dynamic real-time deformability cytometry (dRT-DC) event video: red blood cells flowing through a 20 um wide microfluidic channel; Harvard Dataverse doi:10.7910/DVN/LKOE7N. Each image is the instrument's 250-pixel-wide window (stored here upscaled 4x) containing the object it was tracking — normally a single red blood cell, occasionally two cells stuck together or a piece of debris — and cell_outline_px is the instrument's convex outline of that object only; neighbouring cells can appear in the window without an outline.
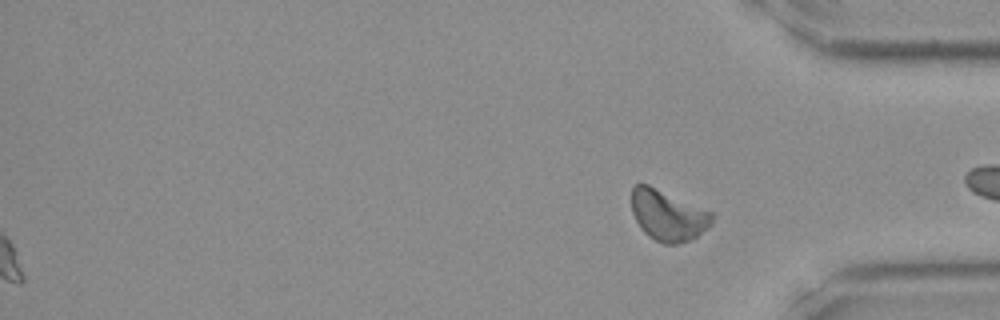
{"species": "Egyptian fruit bat (a non-hibernating species)", "species_latin": "Rousettus aegyptiacus", "temperature_condition": "room temperature", "stored_images_in_passage": 38, "segment_of_instrument_passage": [2, 2], "camera_frame_rate_fps": 3000, "um_per_image_px": 0.085, "frame": {"image": 1, "passage_image": 38, "time_ms": 12.333, "image_size_px": [1000, 320], "cell_outline_px": [[716, 216], [712, 224], [708, 228], [696, 236], [688, 240], [676, 244], [664, 244], [648, 236], [640, 228], [632, 212], [632, 184], [648, 184], [712, 212]], "centroid_in_image_um": [56.78, 18.3], "position_along_channel_um": 378.4, "area_um2": 23.76}}